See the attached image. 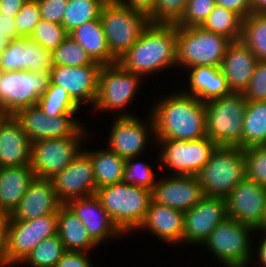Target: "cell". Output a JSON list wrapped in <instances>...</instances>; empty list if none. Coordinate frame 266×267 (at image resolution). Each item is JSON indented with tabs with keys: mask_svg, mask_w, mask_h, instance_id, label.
<instances>
[{
	"mask_svg": "<svg viewBox=\"0 0 266 267\" xmlns=\"http://www.w3.org/2000/svg\"><path fill=\"white\" fill-rule=\"evenodd\" d=\"M53 66H86L91 65L94 61L89 54L70 36H68L53 52Z\"/></svg>",
	"mask_w": 266,
	"mask_h": 267,
	"instance_id": "74e56055",
	"label": "cell"
},
{
	"mask_svg": "<svg viewBox=\"0 0 266 267\" xmlns=\"http://www.w3.org/2000/svg\"><path fill=\"white\" fill-rule=\"evenodd\" d=\"M2 72H3V71L0 69V79H1V76H2Z\"/></svg>",
	"mask_w": 266,
	"mask_h": 267,
	"instance_id": "94428289",
	"label": "cell"
},
{
	"mask_svg": "<svg viewBox=\"0 0 266 267\" xmlns=\"http://www.w3.org/2000/svg\"><path fill=\"white\" fill-rule=\"evenodd\" d=\"M57 235L66 251L86 252L98 246L90 237L82 220L66 204L57 212Z\"/></svg>",
	"mask_w": 266,
	"mask_h": 267,
	"instance_id": "f546056e",
	"label": "cell"
},
{
	"mask_svg": "<svg viewBox=\"0 0 266 267\" xmlns=\"http://www.w3.org/2000/svg\"><path fill=\"white\" fill-rule=\"evenodd\" d=\"M51 180L62 204L96 193L92 160L82 149L73 161Z\"/></svg>",
	"mask_w": 266,
	"mask_h": 267,
	"instance_id": "e0dca14e",
	"label": "cell"
},
{
	"mask_svg": "<svg viewBox=\"0 0 266 267\" xmlns=\"http://www.w3.org/2000/svg\"><path fill=\"white\" fill-rule=\"evenodd\" d=\"M102 65L94 62L86 66H52L50 84L62 87L80 106L82 103L95 104L98 95L99 73Z\"/></svg>",
	"mask_w": 266,
	"mask_h": 267,
	"instance_id": "ac0fdd59",
	"label": "cell"
},
{
	"mask_svg": "<svg viewBox=\"0 0 266 267\" xmlns=\"http://www.w3.org/2000/svg\"><path fill=\"white\" fill-rule=\"evenodd\" d=\"M68 36L69 33L61 24L41 19L29 37L53 52Z\"/></svg>",
	"mask_w": 266,
	"mask_h": 267,
	"instance_id": "f35d334b",
	"label": "cell"
},
{
	"mask_svg": "<svg viewBox=\"0 0 266 267\" xmlns=\"http://www.w3.org/2000/svg\"><path fill=\"white\" fill-rule=\"evenodd\" d=\"M4 116L5 115H4L3 111L0 109V121L3 119Z\"/></svg>",
	"mask_w": 266,
	"mask_h": 267,
	"instance_id": "680465c9",
	"label": "cell"
},
{
	"mask_svg": "<svg viewBox=\"0 0 266 267\" xmlns=\"http://www.w3.org/2000/svg\"><path fill=\"white\" fill-rule=\"evenodd\" d=\"M152 108L155 140H196L207 136L205 104L184 90L167 95Z\"/></svg>",
	"mask_w": 266,
	"mask_h": 267,
	"instance_id": "7a4b0ae2",
	"label": "cell"
},
{
	"mask_svg": "<svg viewBox=\"0 0 266 267\" xmlns=\"http://www.w3.org/2000/svg\"><path fill=\"white\" fill-rule=\"evenodd\" d=\"M116 2L148 16L153 11L156 0H116Z\"/></svg>",
	"mask_w": 266,
	"mask_h": 267,
	"instance_id": "f907efd6",
	"label": "cell"
},
{
	"mask_svg": "<svg viewBox=\"0 0 266 267\" xmlns=\"http://www.w3.org/2000/svg\"><path fill=\"white\" fill-rule=\"evenodd\" d=\"M188 0H156L148 15L151 23H176L183 15Z\"/></svg>",
	"mask_w": 266,
	"mask_h": 267,
	"instance_id": "7bdbcfd3",
	"label": "cell"
},
{
	"mask_svg": "<svg viewBox=\"0 0 266 267\" xmlns=\"http://www.w3.org/2000/svg\"><path fill=\"white\" fill-rule=\"evenodd\" d=\"M147 229L167 243H182L184 212L151 200L145 218L138 229Z\"/></svg>",
	"mask_w": 266,
	"mask_h": 267,
	"instance_id": "484cf974",
	"label": "cell"
},
{
	"mask_svg": "<svg viewBox=\"0 0 266 267\" xmlns=\"http://www.w3.org/2000/svg\"><path fill=\"white\" fill-rule=\"evenodd\" d=\"M216 6L215 0H188L185 11L176 26H201Z\"/></svg>",
	"mask_w": 266,
	"mask_h": 267,
	"instance_id": "b9f144b4",
	"label": "cell"
},
{
	"mask_svg": "<svg viewBox=\"0 0 266 267\" xmlns=\"http://www.w3.org/2000/svg\"><path fill=\"white\" fill-rule=\"evenodd\" d=\"M117 63L124 70L141 76L177 65V26L150 22Z\"/></svg>",
	"mask_w": 266,
	"mask_h": 267,
	"instance_id": "6da1fadb",
	"label": "cell"
},
{
	"mask_svg": "<svg viewBox=\"0 0 266 267\" xmlns=\"http://www.w3.org/2000/svg\"><path fill=\"white\" fill-rule=\"evenodd\" d=\"M66 252L58 235L40 241L21 263L31 267H56L57 262Z\"/></svg>",
	"mask_w": 266,
	"mask_h": 267,
	"instance_id": "8d00e7d4",
	"label": "cell"
},
{
	"mask_svg": "<svg viewBox=\"0 0 266 267\" xmlns=\"http://www.w3.org/2000/svg\"><path fill=\"white\" fill-rule=\"evenodd\" d=\"M162 145L159 162L173 175L197 176L217 147L207 136L196 140L163 139L154 141Z\"/></svg>",
	"mask_w": 266,
	"mask_h": 267,
	"instance_id": "8fae6325",
	"label": "cell"
},
{
	"mask_svg": "<svg viewBox=\"0 0 266 267\" xmlns=\"http://www.w3.org/2000/svg\"><path fill=\"white\" fill-rule=\"evenodd\" d=\"M66 205L82 220L90 237L98 245L107 241L109 237L124 235L113 223L95 194L70 200Z\"/></svg>",
	"mask_w": 266,
	"mask_h": 267,
	"instance_id": "603a6c76",
	"label": "cell"
},
{
	"mask_svg": "<svg viewBox=\"0 0 266 267\" xmlns=\"http://www.w3.org/2000/svg\"><path fill=\"white\" fill-rule=\"evenodd\" d=\"M265 233L264 236H263V239L261 241V244L260 246L258 247L259 251L256 253L259 258V262H260V267L263 265V267H266V232H263Z\"/></svg>",
	"mask_w": 266,
	"mask_h": 267,
	"instance_id": "11a10c76",
	"label": "cell"
},
{
	"mask_svg": "<svg viewBox=\"0 0 266 267\" xmlns=\"http://www.w3.org/2000/svg\"><path fill=\"white\" fill-rule=\"evenodd\" d=\"M204 192L197 176L170 175L157 180L152 190V200L182 212L193 208Z\"/></svg>",
	"mask_w": 266,
	"mask_h": 267,
	"instance_id": "44dd1931",
	"label": "cell"
},
{
	"mask_svg": "<svg viewBox=\"0 0 266 267\" xmlns=\"http://www.w3.org/2000/svg\"><path fill=\"white\" fill-rule=\"evenodd\" d=\"M228 218L255 230L261 224L266 208V187L245 178L226 197Z\"/></svg>",
	"mask_w": 266,
	"mask_h": 267,
	"instance_id": "d6986e66",
	"label": "cell"
},
{
	"mask_svg": "<svg viewBox=\"0 0 266 267\" xmlns=\"http://www.w3.org/2000/svg\"><path fill=\"white\" fill-rule=\"evenodd\" d=\"M7 41L8 40L2 34H0V56L2 54V51H3L4 46L6 45Z\"/></svg>",
	"mask_w": 266,
	"mask_h": 267,
	"instance_id": "6f0895ef",
	"label": "cell"
},
{
	"mask_svg": "<svg viewBox=\"0 0 266 267\" xmlns=\"http://www.w3.org/2000/svg\"><path fill=\"white\" fill-rule=\"evenodd\" d=\"M243 94L247 101L266 100V61H257L250 83Z\"/></svg>",
	"mask_w": 266,
	"mask_h": 267,
	"instance_id": "f6af8a7d",
	"label": "cell"
},
{
	"mask_svg": "<svg viewBox=\"0 0 266 267\" xmlns=\"http://www.w3.org/2000/svg\"><path fill=\"white\" fill-rule=\"evenodd\" d=\"M34 178L30 165L0 167V209L11 214Z\"/></svg>",
	"mask_w": 266,
	"mask_h": 267,
	"instance_id": "83f0119b",
	"label": "cell"
},
{
	"mask_svg": "<svg viewBox=\"0 0 266 267\" xmlns=\"http://www.w3.org/2000/svg\"><path fill=\"white\" fill-rule=\"evenodd\" d=\"M227 218L226 198L204 196L184 213L183 241L203 245L213 229Z\"/></svg>",
	"mask_w": 266,
	"mask_h": 267,
	"instance_id": "2e32d148",
	"label": "cell"
},
{
	"mask_svg": "<svg viewBox=\"0 0 266 267\" xmlns=\"http://www.w3.org/2000/svg\"><path fill=\"white\" fill-rule=\"evenodd\" d=\"M102 0H68L61 25L68 33L82 24L100 19Z\"/></svg>",
	"mask_w": 266,
	"mask_h": 267,
	"instance_id": "836d02e7",
	"label": "cell"
},
{
	"mask_svg": "<svg viewBox=\"0 0 266 267\" xmlns=\"http://www.w3.org/2000/svg\"><path fill=\"white\" fill-rule=\"evenodd\" d=\"M17 34L20 37H29L34 27L41 20L39 4L37 0H28L18 14L14 17Z\"/></svg>",
	"mask_w": 266,
	"mask_h": 267,
	"instance_id": "ee69618b",
	"label": "cell"
},
{
	"mask_svg": "<svg viewBox=\"0 0 266 267\" xmlns=\"http://www.w3.org/2000/svg\"><path fill=\"white\" fill-rule=\"evenodd\" d=\"M265 231L266 232V208H265V213H264V218L261 222V224L259 225V227L256 229V232H261V231Z\"/></svg>",
	"mask_w": 266,
	"mask_h": 267,
	"instance_id": "9f6ffc18",
	"label": "cell"
},
{
	"mask_svg": "<svg viewBox=\"0 0 266 267\" xmlns=\"http://www.w3.org/2000/svg\"><path fill=\"white\" fill-rule=\"evenodd\" d=\"M86 136L40 139L31 143L30 166L35 177L51 179L81 151Z\"/></svg>",
	"mask_w": 266,
	"mask_h": 267,
	"instance_id": "7c38bea8",
	"label": "cell"
},
{
	"mask_svg": "<svg viewBox=\"0 0 266 267\" xmlns=\"http://www.w3.org/2000/svg\"><path fill=\"white\" fill-rule=\"evenodd\" d=\"M42 20L62 23L68 0H37Z\"/></svg>",
	"mask_w": 266,
	"mask_h": 267,
	"instance_id": "bcb514c9",
	"label": "cell"
},
{
	"mask_svg": "<svg viewBox=\"0 0 266 267\" xmlns=\"http://www.w3.org/2000/svg\"><path fill=\"white\" fill-rule=\"evenodd\" d=\"M28 0H0V13L15 17Z\"/></svg>",
	"mask_w": 266,
	"mask_h": 267,
	"instance_id": "816d5d0a",
	"label": "cell"
},
{
	"mask_svg": "<svg viewBox=\"0 0 266 267\" xmlns=\"http://www.w3.org/2000/svg\"><path fill=\"white\" fill-rule=\"evenodd\" d=\"M95 195L123 234L138 229L152 200L151 190L124 182L99 188Z\"/></svg>",
	"mask_w": 266,
	"mask_h": 267,
	"instance_id": "3957f363",
	"label": "cell"
},
{
	"mask_svg": "<svg viewBox=\"0 0 266 267\" xmlns=\"http://www.w3.org/2000/svg\"><path fill=\"white\" fill-rule=\"evenodd\" d=\"M10 220V214L0 209V262L6 246L7 228Z\"/></svg>",
	"mask_w": 266,
	"mask_h": 267,
	"instance_id": "f5cc1de1",
	"label": "cell"
},
{
	"mask_svg": "<svg viewBox=\"0 0 266 267\" xmlns=\"http://www.w3.org/2000/svg\"><path fill=\"white\" fill-rule=\"evenodd\" d=\"M197 177L205 196L226 198L246 178L244 150L237 146H217Z\"/></svg>",
	"mask_w": 266,
	"mask_h": 267,
	"instance_id": "277c9868",
	"label": "cell"
},
{
	"mask_svg": "<svg viewBox=\"0 0 266 267\" xmlns=\"http://www.w3.org/2000/svg\"><path fill=\"white\" fill-rule=\"evenodd\" d=\"M37 105L48 116L76 114L80 108L65 89L54 84H49Z\"/></svg>",
	"mask_w": 266,
	"mask_h": 267,
	"instance_id": "d590c367",
	"label": "cell"
},
{
	"mask_svg": "<svg viewBox=\"0 0 266 267\" xmlns=\"http://www.w3.org/2000/svg\"><path fill=\"white\" fill-rule=\"evenodd\" d=\"M207 137L217 146L241 148L243 120L247 100L243 93L205 102Z\"/></svg>",
	"mask_w": 266,
	"mask_h": 267,
	"instance_id": "5b68a950",
	"label": "cell"
},
{
	"mask_svg": "<svg viewBox=\"0 0 266 267\" xmlns=\"http://www.w3.org/2000/svg\"><path fill=\"white\" fill-rule=\"evenodd\" d=\"M103 2L105 3H108V2H116V0H102Z\"/></svg>",
	"mask_w": 266,
	"mask_h": 267,
	"instance_id": "91938a15",
	"label": "cell"
},
{
	"mask_svg": "<svg viewBox=\"0 0 266 267\" xmlns=\"http://www.w3.org/2000/svg\"><path fill=\"white\" fill-rule=\"evenodd\" d=\"M241 41L258 60L266 61V15L251 13L243 19Z\"/></svg>",
	"mask_w": 266,
	"mask_h": 267,
	"instance_id": "e575fe53",
	"label": "cell"
},
{
	"mask_svg": "<svg viewBox=\"0 0 266 267\" xmlns=\"http://www.w3.org/2000/svg\"><path fill=\"white\" fill-rule=\"evenodd\" d=\"M140 78L143 76L124 70L118 63L102 66L94 107L109 112L126 107L136 95Z\"/></svg>",
	"mask_w": 266,
	"mask_h": 267,
	"instance_id": "5bb4252c",
	"label": "cell"
},
{
	"mask_svg": "<svg viewBox=\"0 0 266 267\" xmlns=\"http://www.w3.org/2000/svg\"><path fill=\"white\" fill-rule=\"evenodd\" d=\"M188 69L190 70L189 91L187 89L185 94L205 103L233 93L220 67L196 66Z\"/></svg>",
	"mask_w": 266,
	"mask_h": 267,
	"instance_id": "4316f807",
	"label": "cell"
},
{
	"mask_svg": "<svg viewBox=\"0 0 266 267\" xmlns=\"http://www.w3.org/2000/svg\"><path fill=\"white\" fill-rule=\"evenodd\" d=\"M49 84V72H2L0 109L5 116H14L19 110L37 105L38 99L46 92Z\"/></svg>",
	"mask_w": 266,
	"mask_h": 267,
	"instance_id": "9c48e42d",
	"label": "cell"
},
{
	"mask_svg": "<svg viewBox=\"0 0 266 267\" xmlns=\"http://www.w3.org/2000/svg\"><path fill=\"white\" fill-rule=\"evenodd\" d=\"M135 160H137V157L125 159L122 182L152 191L157 182L151 165L145 162H139L138 160L135 162Z\"/></svg>",
	"mask_w": 266,
	"mask_h": 267,
	"instance_id": "ab89813d",
	"label": "cell"
},
{
	"mask_svg": "<svg viewBox=\"0 0 266 267\" xmlns=\"http://www.w3.org/2000/svg\"><path fill=\"white\" fill-rule=\"evenodd\" d=\"M62 205L56 195L52 180L35 177L19 204L10 214V220H32L47 214H57Z\"/></svg>",
	"mask_w": 266,
	"mask_h": 267,
	"instance_id": "7402d4cb",
	"label": "cell"
},
{
	"mask_svg": "<svg viewBox=\"0 0 266 267\" xmlns=\"http://www.w3.org/2000/svg\"><path fill=\"white\" fill-rule=\"evenodd\" d=\"M0 34H2L7 40L20 37L17 34L14 17H9V15L0 13Z\"/></svg>",
	"mask_w": 266,
	"mask_h": 267,
	"instance_id": "681fc988",
	"label": "cell"
},
{
	"mask_svg": "<svg viewBox=\"0 0 266 267\" xmlns=\"http://www.w3.org/2000/svg\"><path fill=\"white\" fill-rule=\"evenodd\" d=\"M87 252L66 251L57 262L56 267H92Z\"/></svg>",
	"mask_w": 266,
	"mask_h": 267,
	"instance_id": "7dc6e473",
	"label": "cell"
},
{
	"mask_svg": "<svg viewBox=\"0 0 266 267\" xmlns=\"http://www.w3.org/2000/svg\"><path fill=\"white\" fill-rule=\"evenodd\" d=\"M100 20L109 51L116 60L135 44L150 23L144 13L117 2L104 3Z\"/></svg>",
	"mask_w": 266,
	"mask_h": 267,
	"instance_id": "52a82bcc",
	"label": "cell"
},
{
	"mask_svg": "<svg viewBox=\"0 0 266 267\" xmlns=\"http://www.w3.org/2000/svg\"><path fill=\"white\" fill-rule=\"evenodd\" d=\"M84 150L92 160L96 190L122 182L125 159L107 149L97 151Z\"/></svg>",
	"mask_w": 266,
	"mask_h": 267,
	"instance_id": "4dcf8cb0",
	"label": "cell"
},
{
	"mask_svg": "<svg viewBox=\"0 0 266 267\" xmlns=\"http://www.w3.org/2000/svg\"><path fill=\"white\" fill-rule=\"evenodd\" d=\"M243 150L246 178L266 187V145L250 146Z\"/></svg>",
	"mask_w": 266,
	"mask_h": 267,
	"instance_id": "60d3db41",
	"label": "cell"
},
{
	"mask_svg": "<svg viewBox=\"0 0 266 267\" xmlns=\"http://www.w3.org/2000/svg\"><path fill=\"white\" fill-rule=\"evenodd\" d=\"M256 230L246 224L227 218L218 224L203 243L223 266L248 267L253 255L251 233ZM251 234V235H250Z\"/></svg>",
	"mask_w": 266,
	"mask_h": 267,
	"instance_id": "ba28073f",
	"label": "cell"
},
{
	"mask_svg": "<svg viewBox=\"0 0 266 267\" xmlns=\"http://www.w3.org/2000/svg\"><path fill=\"white\" fill-rule=\"evenodd\" d=\"M215 3L238 13L243 19L251 14V0H215Z\"/></svg>",
	"mask_w": 266,
	"mask_h": 267,
	"instance_id": "c3c4849f",
	"label": "cell"
},
{
	"mask_svg": "<svg viewBox=\"0 0 266 267\" xmlns=\"http://www.w3.org/2000/svg\"><path fill=\"white\" fill-rule=\"evenodd\" d=\"M57 235V214L32 220H9L2 266L21 263L42 240Z\"/></svg>",
	"mask_w": 266,
	"mask_h": 267,
	"instance_id": "30bf717a",
	"label": "cell"
},
{
	"mask_svg": "<svg viewBox=\"0 0 266 267\" xmlns=\"http://www.w3.org/2000/svg\"><path fill=\"white\" fill-rule=\"evenodd\" d=\"M231 41L201 26H177V65L220 67Z\"/></svg>",
	"mask_w": 266,
	"mask_h": 267,
	"instance_id": "8992f818",
	"label": "cell"
},
{
	"mask_svg": "<svg viewBox=\"0 0 266 267\" xmlns=\"http://www.w3.org/2000/svg\"><path fill=\"white\" fill-rule=\"evenodd\" d=\"M52 66V52L30 37L8 40L0 56V69L3 72H49Z\"/></svg>",
	"mask_w": 266,
	"mask_h": 267,
	"instance_id": "ffe728a7",
	"label": "cell"
},
{
	"mask_svg": "<svg viewBox=\"0 0 266 267\" xmlns=\"http://www.w3.org/2000/svg\"><path fill=\"white\" fill-rule=\"evenodd\" d=\"M266 145V100L247 101L243 120L241 148Z\"/></svg>",
	"mask_w": 266,
	"mask_h": 267,
	"instance_id": "1f68e13d",
	"label": "cell"
},
{
	"mask_svg": "<svg viewBox=\"0 0 266 267\" xmlns=\"http://www.w3.org/2000/svg\"><path fill=\"white\" fill-rule=\"evenodd\" d=\"M69 36L89 54L94 62L102 66L117 63L109 51L100 19L88 21L76 27Z\"/></svg>",
	"mask_w": 266,
	"mask_h": 267,
	"instance_id": "f1b7e54d",
	"label": "cell"
},
{
	"mask_svg": "<svg viewBox=\"0 0 266 267\" xmlns=\"http://www.w3.org/2000/svg\"><path fill=\"white\" fill-rule=\"evenodd\" d=\"M257 61L254 53L241 40L228 45L220 68L232 92H244L250 83Z\"/></svg>",
	"mask_w": 266,
	"mask_h": 267,
	"instance_id": "cb8c5ba5",
	"label": "cell"
},
{
	"mask_svg": "<svg viewBox=\"0 0 266 267\" xmlns=\"http://www.w3.org/2000/svg\"><path fill=\"white\" fill-rule=\"evenodd\" d=\"M251 13L266 15V0H251Z\"/></svg>",
	"mask_w": 266,
	"mask_h": 267,
	"instance_id": "db71d44e",
	"label": "cell"
},
{
	"mask_svg": "<svg viewBox=\"0 0 266 267\" xmlns=\"http://www.w3.org/2000/svg\"><path fill=\"white\" fill-rule=\"evenodd\" d=\"M201 27L224 36L231 42L239 41L242 37L243 18L234 11L216 5Z\"/></svg>",
	"mask_w": 266,
	"mask_h": 267,
	"instance_id": "d6a6232c",
	"label": "cell"
},
{
	"mask_svg": "<svg viewBox=\"0 0 266 267\" xmlns=\"http://www.w3.org/2000/svg\"><path fill=\"white\" fill-rule=\"evenodd\" d=\"M116 116L109 134L108 149L123 159L138 157L148 144L147 133H152L155 140V124L152 115L148 117L147 123L126 111Z\"/></svg>",
	"mask_w": 266,
	"mask_h": 267,
	"instance_id": "9a60e30c",
	"label": "cell"
},
{
	"mask_svg": "<svg viewBox=\"0 0 266 267\" xmlns=\"http://www.w3.org/2000/svg\"><path fill=\"white\" fill-rule=\"evenodd\" d=\"M31 141L14 116L0 121V167L30 164Z\"/></svg>",
	"mask_w": 266,
	"mask_h": 267,
	"instance_id": "d4e9b609",
	"label": "cell"
},
{
	"mask_svg": "<svg viewBox=\"0 0 266 267\" xmlns=\"http://www.w3.org/2000/svg\"><path fill=\"white\" fill-rule=\"evenodd\" d=\"M73 116L74 114L48 116L38 105H33L19 110L14 118L32 143L40 139L87 136V130Z\"/></svg>",
	"mask_w": 266,
	"mask_h": 267,
	"instance_id": "4fadbf2b",
	"label": "cell"
}]
</instances>
